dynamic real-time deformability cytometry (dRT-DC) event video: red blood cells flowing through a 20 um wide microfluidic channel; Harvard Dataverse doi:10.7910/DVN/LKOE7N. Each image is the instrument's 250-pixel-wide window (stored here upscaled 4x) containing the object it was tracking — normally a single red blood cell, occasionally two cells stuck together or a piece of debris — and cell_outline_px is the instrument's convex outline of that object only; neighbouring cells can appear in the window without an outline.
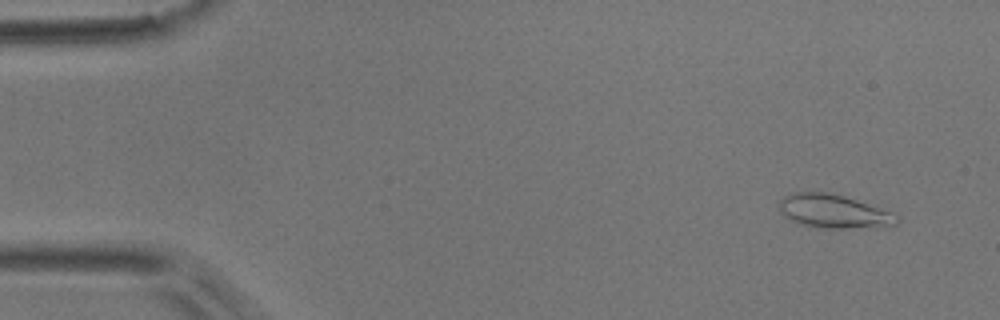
{"species": "common noctule bat (a hibernating species)", "species_latin": "Nyctalus noctula", "temperature_condition": "room temperature", "stored_images_in_passage": 5, "camera_frame_rate_fps": 3000, "um_per_image_px": 0.085, "animal": {"sex": "male", "body_mass_g": 17.9}, "frame": {"image": 1, "passage_image": 5, "time_ms": 5.333, "image_size_px": [1000, 320], "cell_outline_px": [[900, 220], [896, 224], [844, 228], [820, 228], [800, 224], [784, 216], [780, 212], [776, 204], [784, 196], [792, 192], [824, 192], [844, 196], [896, 212], [900, 216]], "centroid_in_image_um": [70.84, 17.95], "position_along_channel_um": 14.2, "area_um2": 23.12}}